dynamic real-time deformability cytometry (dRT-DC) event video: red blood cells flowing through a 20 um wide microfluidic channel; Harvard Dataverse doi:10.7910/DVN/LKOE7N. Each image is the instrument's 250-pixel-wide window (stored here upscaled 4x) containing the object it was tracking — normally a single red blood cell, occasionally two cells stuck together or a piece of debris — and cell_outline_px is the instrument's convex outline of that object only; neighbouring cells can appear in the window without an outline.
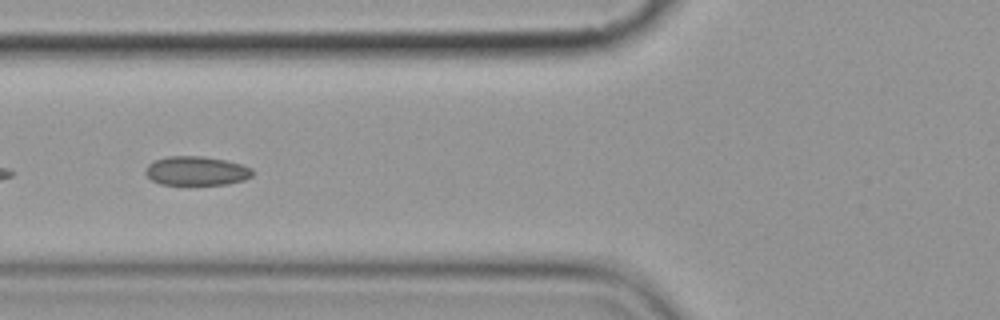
{"species": "common noctule bat (a hibernating species)", "species_latin": "Nyctalus noctula", "temperature_condition": "cold", "stored_images_in_passage": 7, "camera_frame_rate_fps": 3000, "um_per_image_px": 0.085, "animal": {"sex": "female", "body_mass_g": 19.9}, "frame": {"image": 1, "passage_image": 5, "time_ms": 5.0, "image_size_px": [1000, 320], "cell_outline_px": [[256, 172], [252, 176], [244, 180], [228, 184], [160, 184], [152, 180], [144, 172], [148, 164], [156, 160], [168, 156], [204, 156], [244, 164], [252, 168]], "centroid_in_image_um": [16.75, 14.52], "position_along_channel_um": 109.1, "area_um2": 18.21}}
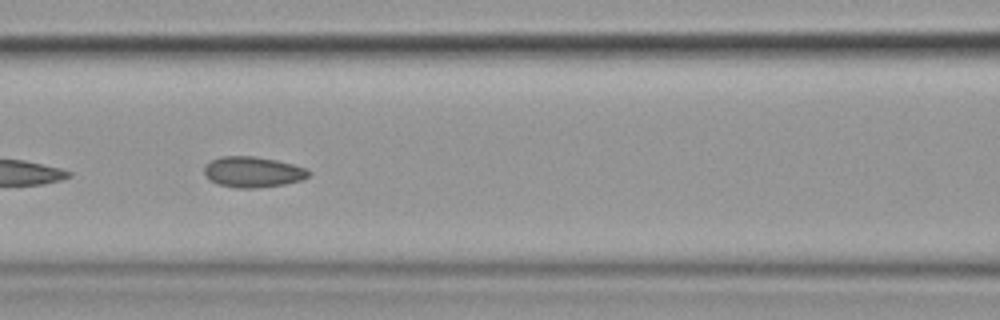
{"frame": {"image": 2, "passage_image": 6, "time_ms": 6.0, "image_size_px": [1000, 320], "cell_outline_px": [[312, 172], [308, 176], [300, 180], [284, 184], [256, 188], [236, 188], [216, 184], [204, 172], [204, 168], [212, 160], [220, 156], [252, 156], [276, 160], [308, 168]], "centroid_in_image_um": [21.52, 14.62], "position_along_channel_um": 145.1, "area_um2": 18.55}}
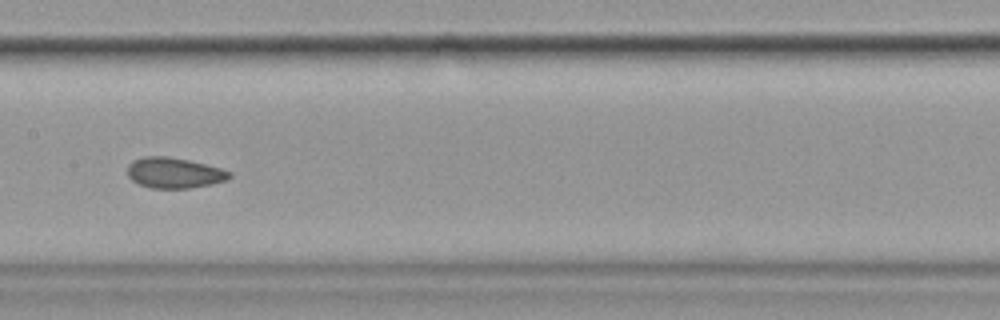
{"frame": {"image": 3, "passage_image": 7, "time_ms": 7.333, "image_size_px": [1000, 320], "cell_outline_px": [[232, 176], [228, 180], [212, 184], [188, 188], [152, 188], [140, 184], [132, 180], [128, 176], [128, 164], [132, 160], [144, 156], [164, 156], [188, 160], [220, 168], [232, 172]], "centroid_in_image_um": [14.81, 14.69], "position_along_channel_um": 192.6, "area_um2": 18.15}}